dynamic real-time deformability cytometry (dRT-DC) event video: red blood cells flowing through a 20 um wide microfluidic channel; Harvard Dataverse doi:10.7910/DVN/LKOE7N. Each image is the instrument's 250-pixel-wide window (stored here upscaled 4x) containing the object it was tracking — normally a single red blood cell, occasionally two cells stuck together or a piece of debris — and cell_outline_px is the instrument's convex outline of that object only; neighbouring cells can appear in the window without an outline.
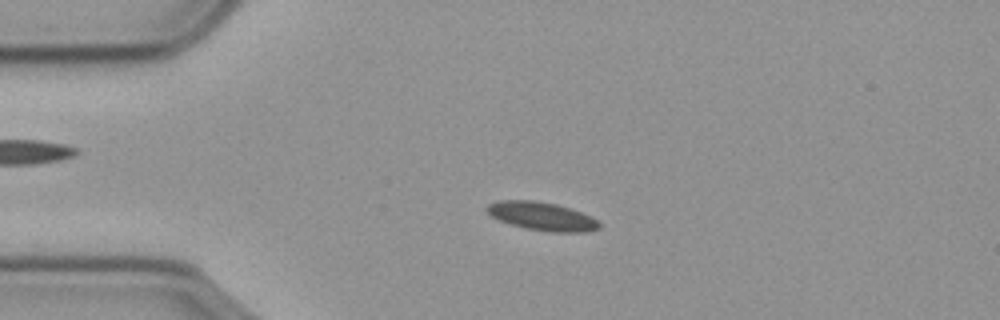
{"species": "common noctule bat (a hibernating species)", "species_latin": "Nyctalus noctula", "temperature_condition": "cold", "stored_images_in_passage": 57, "camera_frame_rate_fps": 3000, "um_per_image_px": 0.085, "animal": {"sex": "male", "body_mass_g": 23.1, "forearm_length_mm": 52.7}, "frame": {"image": 1, "passage_image": 13, "time_ms": 4.0, "image_size_px": [1000, 320], "cell_outline_px": [[600, 228], [588, 232], [548, 232], [524, 228], [500, 220], [492, 216], [484, 208], [488, 204], [500, 200], [532, 200], [556, 204], [580, 212], [596, 220], [600, 224]], "centroid_in_image_um": [46.04, 18.39], "position_along_channel_um": 39.0, "area_um2": 18.38}}
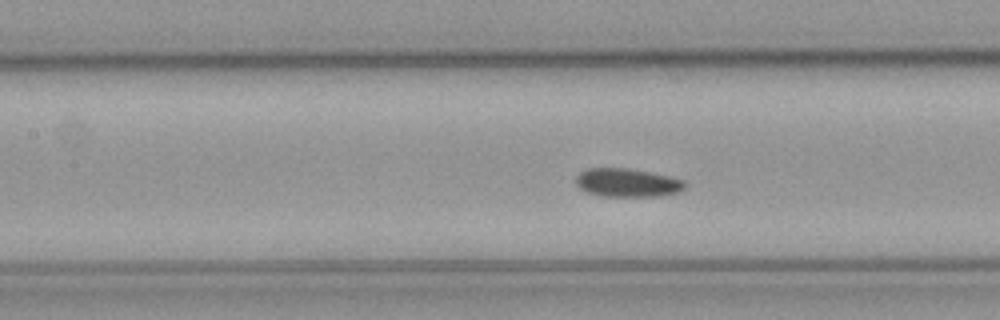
{"frame": {"image": 2, "passage_image": 25, "time_ms": 8.0, "image_size_px": [1000, 320], "cell_outline_px": [[688, 184], [680, 192], [660, 196], [604, 196], [584, 192], [576, 184], [576, 176], [580, 172], [588, 168], [628, 168], [668, 176], [684, 180]], "centroid_in_image_um": [53.32, 15.53], "position_along_channel_um": 154.1, "area_um2": 18.15}}
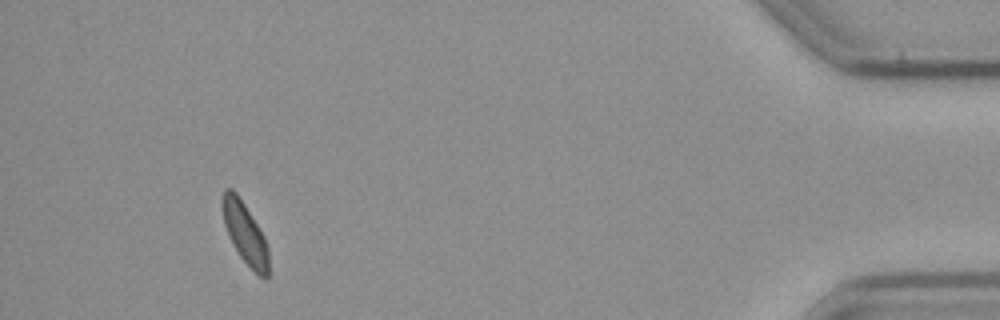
{"frame": {"image": 3, "passage_image": 53, "time_ms": 17.333, "image_size_px": [1000, 320], "cell_outline_px": [[268, 276], [264, 280], [240, 256], [232, 244], [228, 236], [224, 224], [224, 188], [232, 188], [236, 192], [244, 204], [264, 236], [268, 248]], "centroid_in_image_um": [20.84, 19.85], "position_along_channel_um": 414.4, "area_um2": 15.95}, "authors_computed_cell_mechanics": {"area_um2": 17.5134, "velocity_mm_per_s": 3.5661, "shape_relaxation_time_tau1_ms": 5.0874, "shape_relaxation_time_tau2_ms": 2.7456, "deformation_change_tau1": 0.0969, "deformation_change_tau2": 0.0721}}